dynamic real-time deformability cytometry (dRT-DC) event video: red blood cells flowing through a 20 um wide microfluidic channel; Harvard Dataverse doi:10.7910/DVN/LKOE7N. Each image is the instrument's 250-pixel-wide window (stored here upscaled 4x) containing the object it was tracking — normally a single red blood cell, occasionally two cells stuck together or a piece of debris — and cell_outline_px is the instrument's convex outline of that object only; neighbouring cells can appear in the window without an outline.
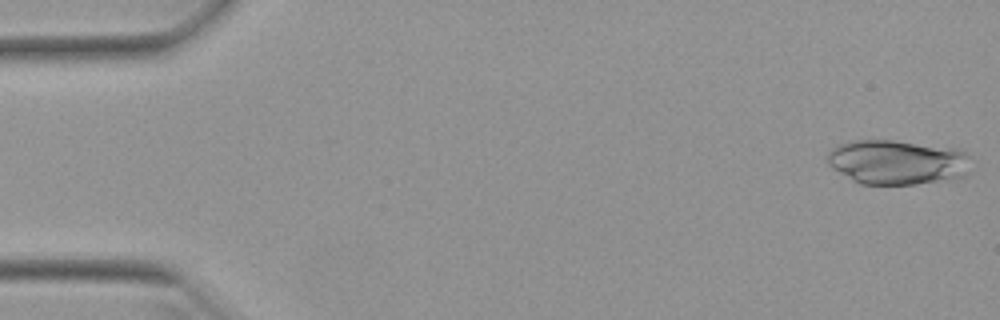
{"species": "Egyptian fruit bat (a non-hibernating species)", "species_latin": "Rousettus aegyptiacus", "temperature_condition": "warm", "stored_images_in_passage": 50, "camera_frame_rate_fps": 3000, "um_per_image_px": 0.085, "animal": {"sex": "female"}, "frame": {"image": 1, "passage_image": 1, "time_ms": 0.0, "image_size_px": [1000, 320], "cell_outline_px": [[968, 172], [964, 176], [916, 184], [860, 184], [852, 180], [832, 168], [828, 164], [828, 152], [832, 148], [848, 140], [892, 140], [956, 148], [964, 152]], "centroid_in_image_um": [76.18, 13.77], "position_along_channel_um": 8.8, "area_um2": 36.93}}
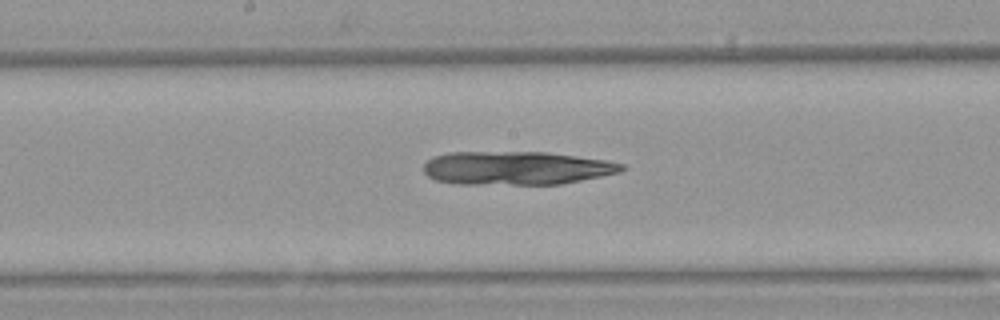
{"frame": {"image": 2, "passage_image": 26, "time_ms": 8.333, "image_size_px": [1000, 320], "cell_outline_px": [[624, 168], [620, 172], [560, 184], [456, 184], [436, 180], [428, 176], [424, 172], [424, 164], [432, 156], [448, 152], [548, 152], [604, 160], [624, 164]], "centroid_in_image_um": [43.84, 14.28], "position_along_channel_um": 204.4, "area_um2": 38.55}}
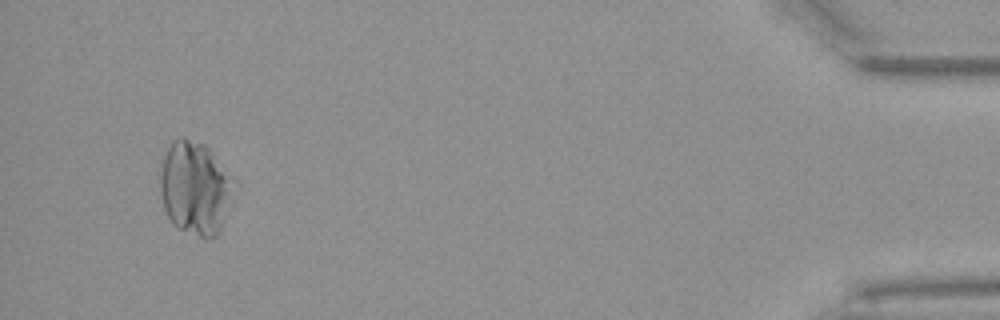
{"frame": {"image": 3, "passage_image": 48, "time_ms": 15.667, "image_size_px": [1000, 320], "cell_outline_px": [[224, 196], [220, 224], [216, 236], [208, 240], [176, 228], [172, 224], [164, 208], [160, 192], [160, 172], [164, 156], [172, 140], [180, 136], [204, 144], [212, 152], [224, 176]], "centroid_in_image_um": [16.35, 15.97], "position_along_channel_um": 418.9, "area_um2": 37.05}}